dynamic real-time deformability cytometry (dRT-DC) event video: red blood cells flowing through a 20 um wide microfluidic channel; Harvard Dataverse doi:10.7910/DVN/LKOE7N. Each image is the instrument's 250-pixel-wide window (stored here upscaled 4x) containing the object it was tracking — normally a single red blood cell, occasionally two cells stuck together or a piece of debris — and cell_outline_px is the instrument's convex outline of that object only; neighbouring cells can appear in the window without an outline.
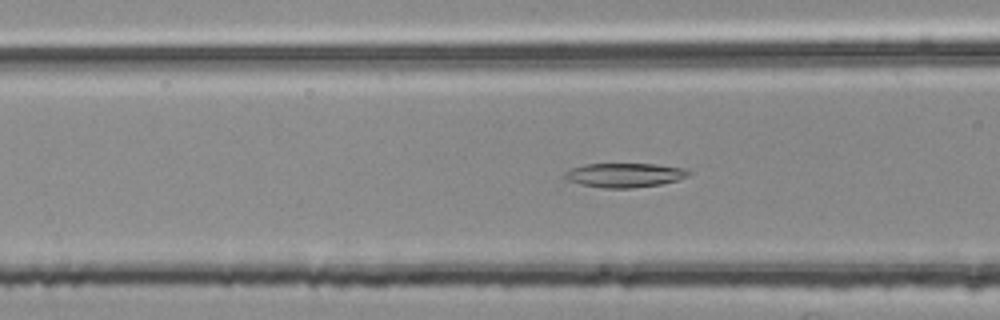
{"species": "common noctule bat (a hibernating species)", "species_latin": "Nyctalus noctula", "temperature_condition": "room temperature", "stored_images_in_passage": 54, "segment_of_instrument_passage": [2, 2], "camera_frame_rate_fps": 3000, "um_per_image_px": 0.085, "animal": {"sex": "female", "body_mass_g": 25.1}, "frame": {"image": 1, "passage_image": 21, "time_ms": 6.667, "image_size_px": [1000, 320], "cell_outline_px": [[696, 172], [688, 176], [676, 180], [660, 184], [632, 188], [604, 188], [580, 184], [564, 180], [564, 172], [572, 168], [584, 164], [656, 164], [688, 168]], "centroid_in_image_um": [53.13, 14.88], "position_along_channel_um": 113.5, "area_um2": 17.74}}
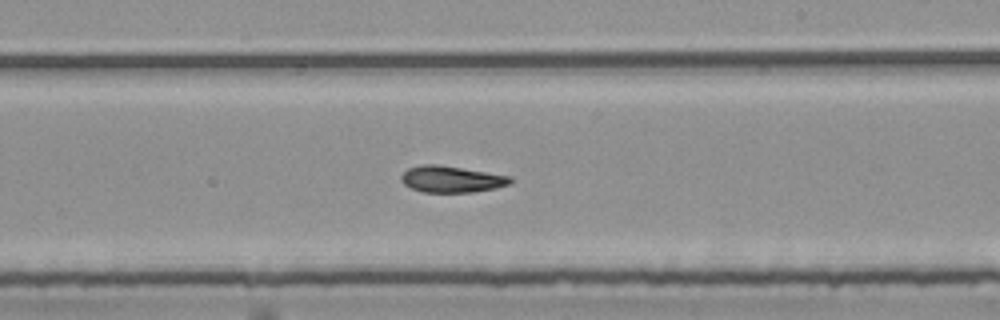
{"frame": {"image": 2, "passage_image": 32, "time_ms": 10.333, "image_size_px": [1000, 320], "cell_outline_px": [[512, 184], [496, 188], [472, 192], [420, 192], [404, 184], [400, 180], [400, 176], [408, 168], [420, 164], [436, 164], [512, 176]], "centroid_in_image_um": [38.37, 15.23], "position_along_channel_um": 250.6, "area_um2": 16.94}}
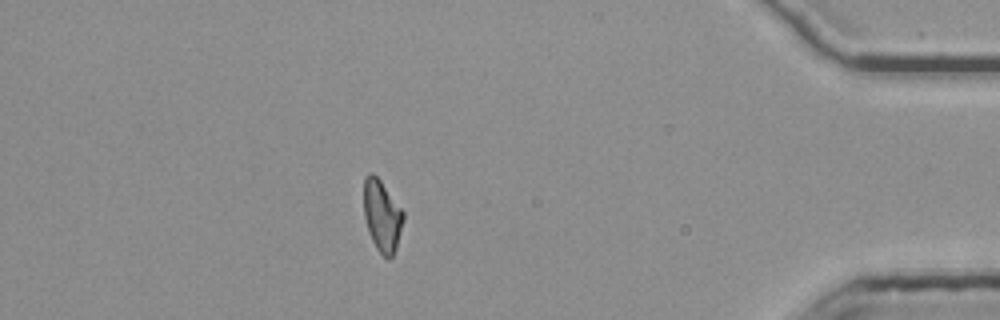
{"frame": {"image": 3, "passage_image": 48, "time_ms": 15.667, "image_size_px": [1000, 320], "cell_outline_px": [[404, 220], [396, 248], [392, 256], [388, 260], [376, 248], [372, 240], [364, 216], [364, 176], [368, 172], [372, 172], [380, 180], [404, 212]], "centroid_in_image_um": [32.47, 18.33], "position_along_channel_um": 402.7, "area_um2": 16.36}}